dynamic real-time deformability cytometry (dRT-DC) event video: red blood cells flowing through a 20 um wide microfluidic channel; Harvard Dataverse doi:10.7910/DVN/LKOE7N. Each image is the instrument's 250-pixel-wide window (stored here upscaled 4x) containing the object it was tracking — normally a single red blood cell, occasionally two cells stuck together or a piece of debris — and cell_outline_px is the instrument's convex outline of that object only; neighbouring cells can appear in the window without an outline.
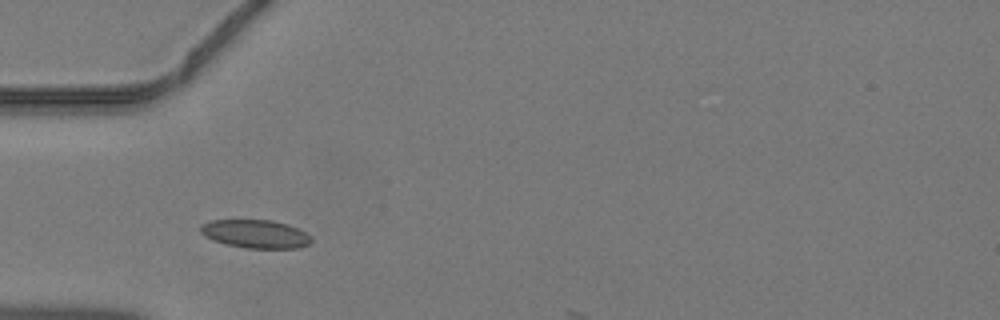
{"species": "common noctule bat (a hibernating species)", "species_latin": "Nyctalus noctula", "temperature_condition": "warm", "stored_images_in_passage": 5, "camera_frame_rate_fps": 3000, "um_per_image_px": 0.085, "animal": {"sex": "male", "body_mass_g": 19.2, "forearm_length_mm": 51.8}, "frame": {"image": 1, "passage_image": 3, "time_ms": 0.667, "image_size_px": [1000, 320], "cell_outline_px": [[312, 240], [308, 244], [300, 248], [244, 248], [212, 240], [204, 236], [200, 232], [200, 224], [212, 220], [272, 220], [288, 224], [312, 236]], "centroid_in_image_um": [21.7, 19.88], "position_along_channel_um": 63.3, "area_um2": 18.32}}